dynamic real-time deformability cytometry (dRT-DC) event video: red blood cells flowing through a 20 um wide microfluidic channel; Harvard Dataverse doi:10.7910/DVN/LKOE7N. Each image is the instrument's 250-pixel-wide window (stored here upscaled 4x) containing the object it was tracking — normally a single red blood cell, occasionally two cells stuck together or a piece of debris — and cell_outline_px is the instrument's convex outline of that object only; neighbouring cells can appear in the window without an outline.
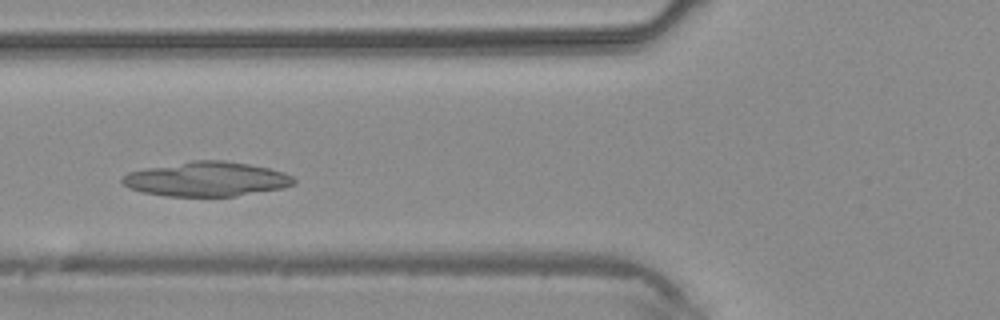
{"species": "common noctule bat (a hibernating species)", "species_latin": "Nyctalus noctula", "temperature_condition": "warm", "stored_images_in_passage": 4, "camera_frame_rate_fps": 3000, "um_per_image_px": 0.085, "animal": {"sex": "male", "body_mass_g": 20.4}, "frame": {"image": 1, "passage_image": 4, "time_ms": 3.333, "image_size_px": [1000, 320], "cell_outline_px": [[296, 184], [284, 188], [236, 196], [164, 196], [140, 192], [128, 188], [120, 180], [120, 176], [128, 172], [148, 168], [192, 160], [224, 160], [248, 164], [268, 168], [284, 172], [292, 176], [296, 180]], "centroid_in_image_um": [17.55, 15.23], "position_along_channel_um": 108.2, "area_um2": 34.74}}